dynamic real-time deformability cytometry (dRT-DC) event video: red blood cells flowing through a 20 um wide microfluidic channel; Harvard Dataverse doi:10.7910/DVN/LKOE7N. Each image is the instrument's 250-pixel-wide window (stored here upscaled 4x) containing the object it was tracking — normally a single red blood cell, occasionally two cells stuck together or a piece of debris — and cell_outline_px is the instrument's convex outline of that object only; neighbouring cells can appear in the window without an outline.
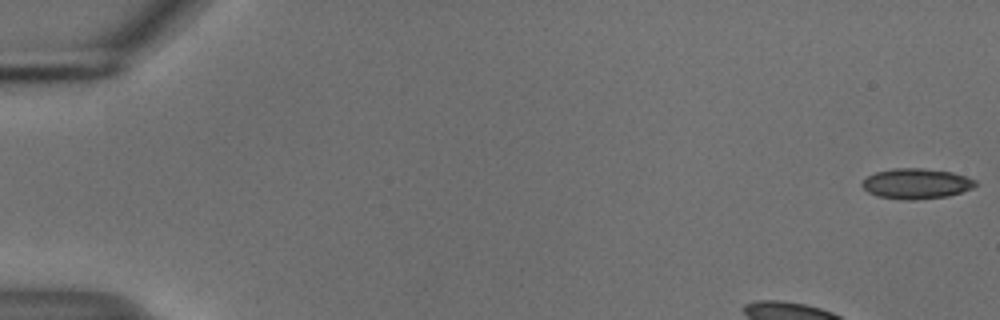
{"species": "common noctule bat (a hibernating species)", "species_latin": "Nyctalus noctula", "temperature_condition": "cold", "stored_images_in_passage": 53, "camera_frame_rate_fps": 3000, "um_per_image_px": 0.085, "animal": {"sex": "male", "body_mass_g": 18.8}, "frame": {"image": 1, "passage_image": 1, "time_ms": 0.0, "image_size_px": [1000, 320], "cell_outline_px": [[976, 184], [972, 188], [948, 196], [916, 200], [908, 200], [876, 196], [868, 192], [860, 184], [868, 176], [876, 172], [892, 168], [924, 168], [952, 172], [976, 180]], "centroid_in_image_um": [77.87, 15.61], "position_along_channel_um": 7.1, "area_um2": 20.0}}
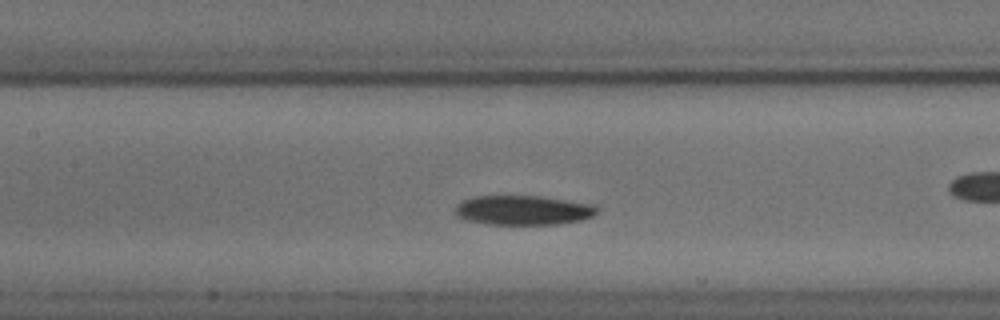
{"frame": {"image": 2, "passage_image": 23, "time_ms": 7.333, "image_size_px": [1000, 320], "cell_outline_px": [[600, 208], [592, 216], [580, 220], [556, 224], [488, 224], [464, 220], [456, 216], [456, 208], [464, 200], [472, 196], [540, 196], [592, 204]], "centroid_in_image_um": [44.46, 17.87], "position_along_channel_um": 162.9, "area_um2": 24.22}}
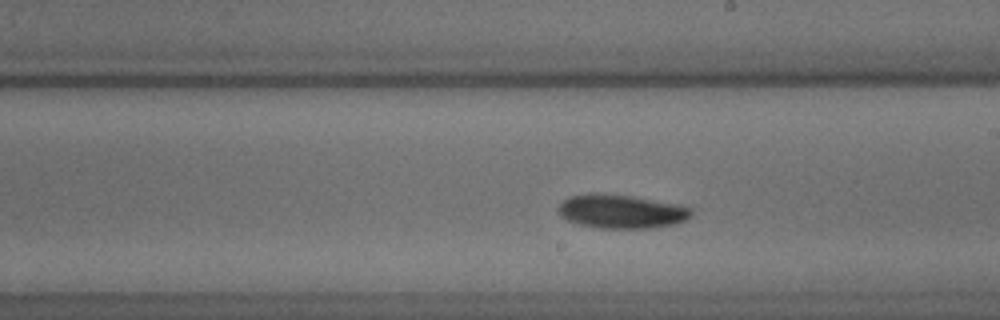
{"frame": {"image": 3, "passage_image": 29, "time_ms": 9.333, "image_size_px": [1000, 320], "cell_outline_px": [[692, 216], [676, 224], [652, 228], [596, 228], [580, 224], [568, 220], [560, 216], [556, 208], [568, 196], [588, 192], [632, 196], [680, 204], [692, 208]], "centroid_in_image_um": [52.8, 17.96], "position_along_channel_um": 236.2, "area_um2": 26.53}, "authors_computed_cell_mechanics": {"area_um2": 24.3338, "velocity_mm_per_s": 3.6787, "shape_relaxation_time_tau1_ms": 5.2351, "shape_relaxation_time_tau2_ms": null, "deformation_change_tau1": 0.1358, "deformation_change_tau2": null}}